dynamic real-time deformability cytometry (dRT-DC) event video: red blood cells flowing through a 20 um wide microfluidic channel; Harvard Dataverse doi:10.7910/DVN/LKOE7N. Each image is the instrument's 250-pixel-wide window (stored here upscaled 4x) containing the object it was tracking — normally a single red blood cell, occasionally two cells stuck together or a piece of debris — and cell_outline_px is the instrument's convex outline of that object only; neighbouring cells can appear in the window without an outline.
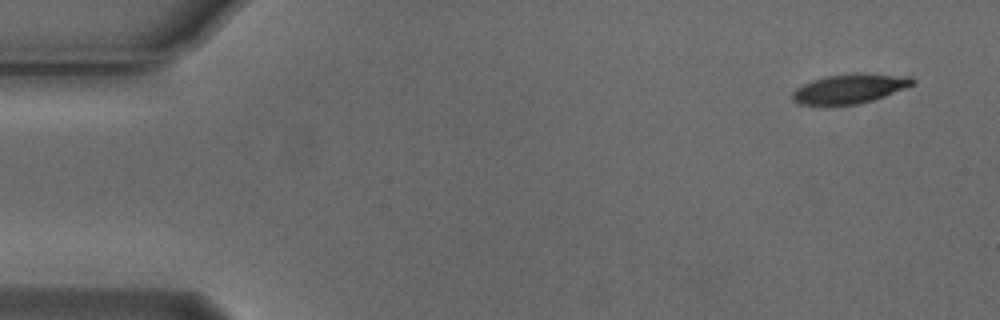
{"species": "Egyptian fruit bat (a non-hibernating species)", "species_latin": "Rousettus aegyptiacus", "temperature_condition": "cold", "stored_images_in_passage": 5, "camera_frame_rate_fps": 3000, "um_per_image_px": 0.085, "animal": {"sex": "male"}, "frame": {"image": 1, "passage_image": 1, "time_ms": 0.0, "image_size_px": [1000, 320], "cell_outline_px": [[916, 84], [884, 96], [872, 100], [856, 104], [800, 104], [792, 100], [792, 92], [796, 88], [812, 80], [824, 76], [856, 72], [912, 76], [916, 80]], "centroid_in_image_um": [72.27, 7.5], "position_along_channel_um": 12.7, "area_um2": 20.69}}
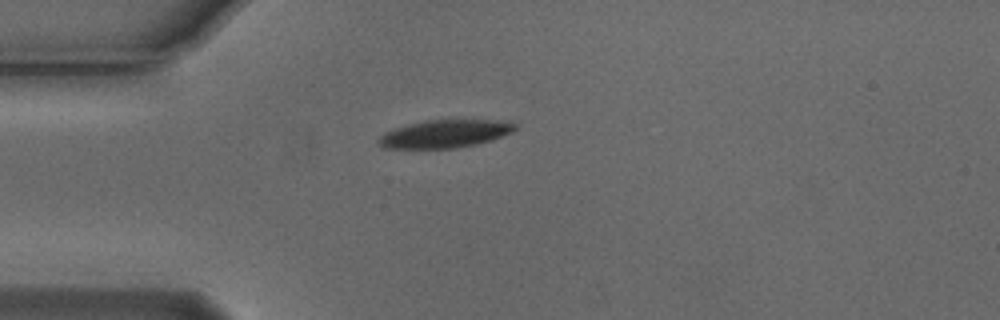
{"frame": {"image": 2, "passage_image": 4, "time_ms": 1.0, "image_size_px": [1000, 320], "cell_outline_px": [[516, 128], [512, 132], [492, 140], [476, 144], [452, 148], [384, 148], [376, 140], [384, 132], [392, 128], [424, 120], [512, 120], [516, 124]], "centroid_in_image_um": [37.82, 11.36], "position_along_channel_um": 47.2, "area_um2": 22.31}}